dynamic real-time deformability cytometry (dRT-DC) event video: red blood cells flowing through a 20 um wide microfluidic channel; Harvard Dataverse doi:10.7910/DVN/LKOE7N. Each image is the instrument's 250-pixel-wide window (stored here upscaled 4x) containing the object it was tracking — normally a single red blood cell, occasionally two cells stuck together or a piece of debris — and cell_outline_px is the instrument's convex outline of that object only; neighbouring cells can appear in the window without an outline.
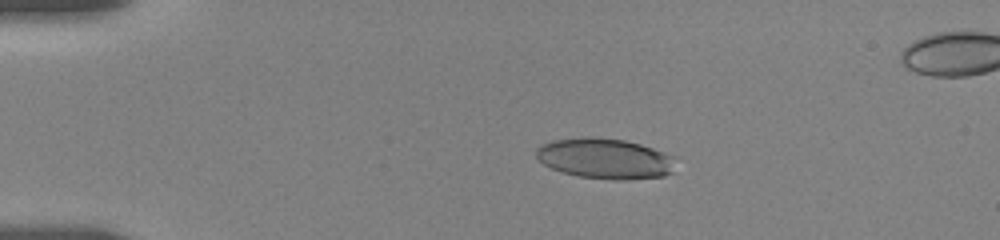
{"species": "human", "species_latin": "Homo sapiens", "temperature_condition": "room temperature", "stored_images_in_passage": 57, "segment_of_instrument_passage": [1, 2], "camera_frame_rate_fps": 3000, "um_per_image_px": 0.085, "donor": {"sex": "female"}, "frame": {"image": 1, "passage_image": 12, "time_ms": 3.667, "image_size_px": [1000, 240], "cell_outline_px": [[676, 156], [672, 172], [664, 176], [628, 180], [616, 180], [580, 176], [560, 172], [544, 164], [536, 156], [536, 148], [540, 144], [552, 140], [588, 136], [592, 136], [624, 140], [640, 144]], "centroid_in_image_um": [51.43, 13.47], "position_along_channel_um": 33.6, "area_um2": 33.12}}
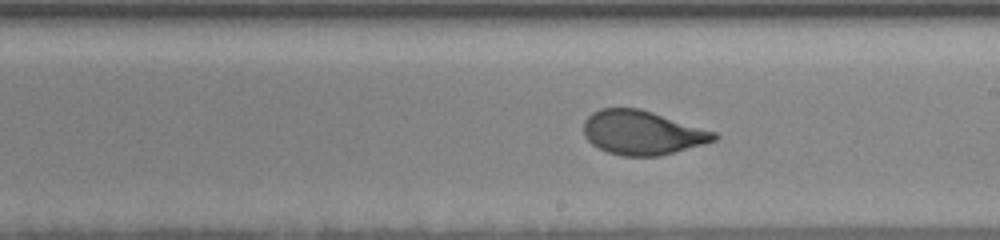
{"frame": {"image": 2, "passage_image": 33, "time_ms": 10.667, "image_size_px": [1000, 240], "cell_outline_px": [[720, 136], [716, 140], [704, 144], [660, 156], [620, 156], [608, 152], [592, 144], [584, 136], [584, 120], [592, 112], [600, 108], [640, 108], [716, 132]], "centroid_in_image_um": [54.59, 11.28], "position_along_channel_um": 234.4, "area_um2": 33.58}}
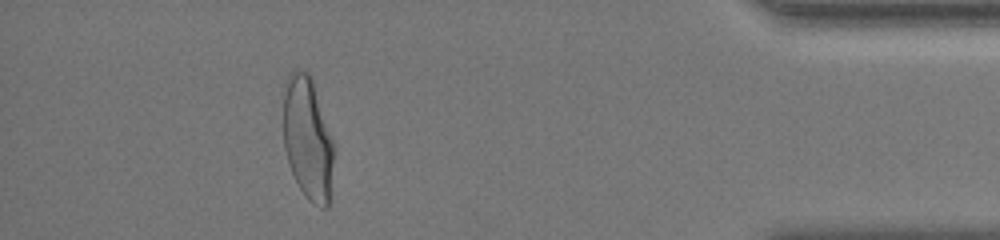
{"frame": {"image": 3, "passage_image": 51, "time_ms": 16.667, "image_size_px": [1000, 240], "cell_outline_px": [[336, 148], [328, 208], [324, 208], [308, 200], [304, 196], [292, 172], [284, 148], [284, 92], [288, 72], [296, 68], [308, 72], [312, 76], [336, 144]], "centroid_in_image_um": [26.2, 11.73], "position_along_channel_um": 409.0, "area_um2": 37.11}}